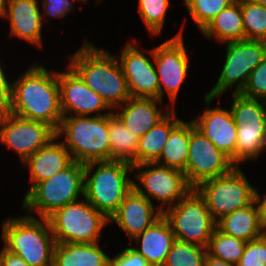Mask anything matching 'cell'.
Returning a JSON list of instances; mask_svg holds the SVG:
<instances>
[{"label": "cell", "instance_id": "6da1fadb", "mask_svg": "<svg viewBox=\"0 0 266 266\" xmlns=\"http://www.w3.org/2000/svg\"><path fill=\"white\" fill-rule=\"evenodd\" d=\"M29 65L15 80L12 79L9 112L24 119L46 123L57 131L63 118L58 70H48L38 60Z\"/></svg>", "mask_w": 266, "mask_h": 266}, {"label": "cell", "instance_id": "7a4b0ae2", "mask_svg": "<svg viewBox=\"0 0 266 266\" xmlns=\"http://www.w3.org/2000/svg\"><path fill=\"white\" fill-rule=\"evenodd\" d=\"M81 43L78 50L73 54L69 53L67 64L112 110L122 105L131 96L115 53L103 47H96L86 37Z\"/></svg>", "mask_w": 266, "mask_h": 266}, {"label": "cell", "instance_id": "3957f363", "mask_svg": "<svg viewBox=\"0 0 266 266\" xmlns=\"http://www.w3.org/2000/svg\"><path fill=\"white\" fill-rule=\"evenodd\" d=\"M1 232L4 248L19 255L29 266H53L56 240L47 219L26 213L7 215Z\"/></svg>", "mask_w": 266, "mask_h": 266}, {"label": "cell", "instance_id": "277c9868", "mask_svg": "<svg viewBox=\"0 0 266 266\" xmlns=\"http://www.w3.org/2000/svg\"><path fill=\"white\" fill-rule=\"evenodd\" d=\"M133 165L109 160L84 165V198L108 219L133 188ZM131 175V176H130Z\"/></svg>", "mask_w": 266, "mask_h": 266}, {"label": "cell", "instance_id": "5b68a950", "mask_svg": "<svg viewBox=\"0 0 266 266\" xmlns=\"http://www.w3.org/2000/svg\"><path fill=\"white\" fill-rule=\"evenodd\" d=\"M56 137L80 164L110 160L109 114L63 117Z\"/></svg>", "mask_w": 266, "mask_h": 266}, {"label": "cell", "instance_id": "8992f818", "mask_svg": "<svg viewBox=\"0 0 266 266\" xmlns=\"http://www.w3.org/2000/svg\"><path fill=\"white\" fill-rule=\"evenodd\" d=\"M83 198L84 165L72 161L65 169L36 184L22 197L21 210L27 215L47 219L56 210Z\"/></svg>", "mask_w": 266, "mask_h": 266}, {"label": "cell", "instance_id": "52a82bcc", "mask_svg": "<svg viewBox=\"0 0 266 266\" xmlns=\"http://www.w3.org/2000/svg\"><path fill=\"white\" fill-rule=\"evenodd\" d=\"M47 220L56 243H98L110 225L85 198L56 210Z\"/></svg>", "mask_w": 266, "mask_h": 266}, {"label": "cell", "instance_id": "ba28073f", "mask_svg": "<svg viewBox=\"0 0 266 266\" xmlns=\"http://www.w3.org/2000/svg\"><path fill=\"white\" fill-rule=\"evenodd\" d=\"M184 23L185 21L174 36L166 38L153 48V62L159 82V100L166 101L165 96H167L170 101L168 104L172 109L177 108L178 95L191 72V56L184 43L183 30L185 28L183 27H186Z\"/></svg>", "mask_w": 266, "mask_h": 266}, {"label": "cell", "instance_id": "9c48e42d", "mask_svg": "<svg viewBox=\"0 0 266 266\" xmlns=\"http://www.w3.org/2000/svg\"><path fill=\"white\" fill-rule=\"evenodd\" d=\"M241 169V166H235L227 174L205 180L194 188L204 199L216 222L223 216L254 202L256 185L251 184Z\"/></svg>", "mask_w": 266, "mask_h": 266}, {"label": "cell", "instance_id": "30bf717a", "mask_svg": "<svg viewBox=\"0 0 266 266\" xmlns=\"http://www.w3.org/2000/svg\"><path fill=\"white\" fill-rule=\"evenodd\" d=\"M223 44L225 61L214 86L205 93L208 97L222 98L232 88L233 93H240L250 73L266 57V41L242 40Z\"/></svg>", "mask_w": 266, "mask_h": 266}, {"label": "cell", "instance_id": "8fae6325", "mask_svg": "<svg viewBox=\"0 0 266 266\" xmlns=\"http://www.w3.org/2000/svg\"><path fill=\"white\" fill-rule=\"evenodd\" d=\"M163 216L169 221L175 240L205 248L216 229V221L194 188L176 205L168 207Z\"/></svg>", "mask_w": 266, "mask_h": 266}, {"label": "cell", "instance_id": "7c38bea8", "mask_svg": "<svg viewBox=\"0 0 266 266\" xmlns=\"http://www.w3.org/2000/svg\"><path fill=\"white\" fill-rule=\"evenodd\" d=\"M133 176V188L152 204L156 201L162 212L176 205L192 189L183 171L157 163L134 165Z\"/></svg>", "mask_w": 266, "mask_h": 266}, {"label": "cell", "instance_id": "4fadbf2b", "mask_svg": "<svg viewBox=\"0 0 266 266\" xmlns=\"http://www.w3.org/2000/svg\"><path fill=\"white\" fill-rule=\"evenodd\" d=\"M55 137L56 131L46 123L0 113V144L15 152L22 164Z\"/></svg>", "mask_w": 266, "mask_h": 266}, {"label": "cell", "instance_id": "5bb4252c", "mask_svg": "<svg viewBox=\"0 0 266 266\" xmlns=\"http://www.w3.org/2000/svg\"><path fill=\"white\" fill-rule=\"evenodd\" d=\"M234 167L231 159L198 130L190 118V140L184 171L188 184L195 188L205 180L227 174Z\"/></svg>", "mask_w": 266, "mask_h": 266}, {"label": "cell", "instance_id": "9a60e30c", "mask_svg": "<svg viewBox=\"0 0 266 266\" xmlns=\"http://www.w3.org/2000/svg\"><path fill=\"white\" fill-rule=\"evenodd\" d=\"M139 43L140 41L135 38L129 40L115 56L123 69L130 96L159 100V82L153 62V48L142 49Z\"/></svg>", "mask_w": 266, "mask_h": 266}, {"label": "cell", "instance_id": "2e32d148", "mask_svg": "<svg viewBox=\"0 0 266 266\" xmlns=\"http://www.w3.org/2000/svg\"><path fill=\"white\" fill-rule=\"evenodd\" d=\"M65 69L58 71L63 117L105 116L113 112L102 97L90 89L68 64Z\"/></svg>", "mask_w": 266, "mask_h": 266}, {"label": "cell", "instance_id": "e0dca14e", "mask_svg": "<svg viewBox=\"0 0 266 266\" xmlns=\"http://www.w3.org/2000/svg\"><path fill=\"white\" fill-rule=\"evenodd\" d=\"M205 104L203 112L193 117L195 127L200 130L215 146L228 156L235 165V149L237 143V125L235 124L231 110L216 105L212 107L216 99L203 95Z\"/></svg>", "mask_w": 266, "mask_h": 266}, {"label": "cell", "instance_id": "ac0fdd59", "mask_svg": "<svg viewBox=\"0 0 266 266\" xmlns=\"http://www.w3.org/2000/svg\"><path fill=\"white\" fill-rule=\"evenodd\" d=\"M162 216L163 212L157 204H152L146 197L132 188L118 210L109 219V224L114 222L130 243Z\"/></svg>", "mask_w": 266, "mask_h": 266}, {"label": "cell", "instance_id": "d6986e66", "mask_svg": "<svg viewBox=\"0 0 266 266\" xmlns=\"http://www.w3.org/2000/svg\"><path fill=\"white\" fill-rule=\"evenodd\" d=\"M39 0H6L5 18L9 23V35L43 48V27Z\"/></svg>", "mask_w": 266, "mask_h": 266}, {"label": "cell", "instance_id": "ffe728a7", "mask_svg": "<svg viewBox=\"0 0 266 266\" xmlns=\"http://www.w3.org/2000/svg\"><path fill=\"white\" fill-rule=\"evenodd\" d=\"M164 103L153 98L130 97L114 108L113 113L128 130L141 138L172 110L168 103L163 106Z\"/></svg>", "mask_w": 266, "mask_h": 266}, {"label": "cell", "instance_id": "44dd1931", "mask_svg": "<svg viewBox=\"0 0 266 266\" xmlns=\"http://www.w3.org/2000/svg\"><path fill=\"white\" fill-rule=\"evenodd\" d=\"M69 151L59 138H53L46 146L30 156L23 167L29 170L30 187L23 197L38 183L49 179L72 162Z\"/></svg>", "mask_w": 266, "mask_h": 266}, {"label": "cell", "instance_id": "7402d4cb", "mask_svg": "<svg viewBox=\"0 0 266 266\" xmlns=\"http://www.w3.org/2000/svg\"><path fill=\"white\" fill-rule=\"evenodd\" d=\"M174 241L175 235L171 225L162 216L153 225L130 241V245L147 260L150 266H163ZM132 244L136 246H132Z\"/></svg>", "mask_w": 266, "mask_h": 266}, {"label": "cell", "instance_id": "603a6c76", "mask_svg": "<svg viewBox=\"0 0 266 266\" xmlns=\"http://www.w3.org/2000/svg\"><path fill=\"white\" fill-rule=\"evenodd\" d=\"M98 243H56L53 266H108L109 255Z\"/></svg>", "mask_w": 266, "mask_h": 266}, {"label": "cell", "instance_id": "cb8c5ba5", "mask_svg": "<svg viewBox=\"0 0 266 266\" xmlns=\"http://www.w3.org/2000/svg\"><path fill=\"white\" fill-rule=\"evenodd\" d=\"M203 38L209 42L215 39L218 44L245 40L242 22L241 0H235L222 10L201 31Z\"/></svg>", "mask_w": 266, "mask_h": 266}, {"label": "cell", "instance_id": "d4e9b609", "mask_svg": "<svg viewBox=\"0 0 266 266\" xmlns=\"http://www.w3.org/2000/svg\"><path fill=\"white\" fill-rule=\"evenodd\" d=\"M237 125L235 166L256 163L266 151V120H251ZM241 164V165H240Z\"/></svg>", "mask_w": 266, "mask_h": 266}, {"label": "cell", "instance_id": "484cf974", "mask_svg": "<svg viewBox=\"0 0 266 266\" xmlns=\"http://www.w3.org/2000/svg\"><path fill=\"white\" fill-rule=\"evenodd\" d=\"M216 227L221 232L245 242L257 239L266 232L260 222L255 202L223 216L216 222Z\"/></svg>", "mask_w": 266, "mask_h": 266}, {"label": "cell", "instance_id": "4316f807", "mask_svg": "<svg viewBox=\"0 0 266 266\" xmlns=\"http://www.w3.org/2000/svg\"><path fill=\"white\" fill-rule=\"evenodd\" d=\"M172 109L154 127L148 130L138 141L137 165L155 163L168 140L171 131L182 121Z\"/></svg>", "mask_w": 266, "mask_h": 266}, {"label": "cell", "instance_id": "83f0119b", "mask_svg": "<svg viewBox=\"0 0 266 266\" xmlns=\"http://www.w3.org/2000/svg\"><path fill=\"white\" fill-rule=\"evenodd\" d=\"M190 140V120H182L169 134L159 159V165L185 171Z\"/></svg>", "mask_w": 266, "mask_h": 266}, {"label": "cell", "instance_id": "f1b7e54d", "mask_svg": "<svg viewBox=\"0 0 266 266\" xmlns=\"http://www.w3.org/2000/svg\"><path fill=\"white\" fill-rule=\"evenodd\" d=\"M138 141L139 138L113 112L109 114L110 160L137 165Z\"/></svg>", "mask_w": 266, "mask_h": 266}, {"label": "cell", "instance_id": "f546056e", "mask_svg": "<svg viewBox=\"0 0 266 266\" xmlns=\"http://www.w3.org/2000/svg\"><path fill=\"white\" fill-rule=\"evenodd\" d=\"M246 242L221 232L217 227L209 239L206 252L209 256L237 265Z\"/></svg>", "mask_w": 266, "mask_h": 266}, {"label": "cell", "instance_id": "4dcf8cb0", "mask_svg": "<svg viewBox=\"0 0 266 266\" xmlns=\"http://www.w3.org/2000/svg\"><path fill=\"white\" fill-rule=\"evenodd\" d=\"M138 14L149 34L159 37L163 33L171 0H137Z\"/></svg>", "mask_w": 266, "mask_h": 266}, {"label": "cell", "instance_id": "1f68e13d", "mask_svg": "<svg viewBox=\"0 0 266 266\" xmlns=\"http://www.w3.org/2000/svg\"><path fill=\"white\" fill-rule=\"evenodd\" d=\"M245 40L266 41V8L256 0H241Z\"/></svg>", "mask_w": 266, "mask_h": 266}, {"label": "cell", "instance_id": "d6a6232c", "mask_svg": "<svg viewBox=\"0 0 266 266\" xmlns=\"http://www.w3.org/2000/svg\"><path fill=\"white\" fill-rule=\"evenodd\" d=\"M235 0H183L191 22L196 24L200 32L215 18L222 10Z\"/></svg>", "mask_w": 266, "mask_h": 266}, {"label": "cell", "instance_id": "836d02e7", "mask_svg": "<svg viewBox=\"0 0 266 266\" xmlns=\"http://www.w3.org/2000/svg\"><path fill=\"white\" fill-rule=\"evenodd\" d=\"M206 248L175 240L163 266H204Z\"/></svg>", "mask_w": 266, "mask_h": 266}, {"label": "cell", "instance_id": "e575fe53", "mask_svg": "<svg viewBox=\"0 0 266 266\" xmlns=\"http://www.w3.org/2000/svg\"><path fill=\"white\" fill-rule=\"evenodd\" d=\"M230 110L235 123H247L251 120H266V101L251 99L240 93H232Z\"/></svg>", "mask_w": 266, "mask_h": 266}, {"label": "cell", "instance_id": "d590c367", "mask_svg": "<svg viewBox=\"0 0 266 266\" xmlns=\"http://www.w3.org/2000/svg\"><path fill=\"white\" fill-rule=\"evenodd\" d=\"M240 94L247 98L266 101V57L250 73Z\"/></svg>", "mask_w": 266, "mask_h": 266}, {"label": "cell", "instance_id": "8d00e7d4", "mask_svg": "<svg viewBox=\"0 0 266 266\" xmlns=\"http://www.w3.org/2000/svg\"><path fill=\"white\" fill-rule=\"evenodd\" d=\"M237 266H266V232L261 237L246 242Z\"/></svg>", "mask_w": 266, "mask_h": 266}, {"label": "cell", "instance_id": "74e56055", "mask_svg": "<svg viewBox=\"0 0 266 266\" xmlns=\"http://www.w3.org/2000/svg\"><path fill=\"white\" fill-rule=\"evenodd\" d=\"M42 23L46 22V19H64L68 14L75 11V6L70 0H39ZM48 16V17H47Z\"/></svg>", "mask_w": 266, "mask_h": 266}, {"label": "cell", "instance_id": "f35d334b", "mask_svg": "<svg viewBox=\"0 0 266 266\" xmlns=\"http://www.w3.org/2000/svg\"><path fill=\"white\" fill-rule=\"evenodd\" d=\"M109 256L108 266H150L147 260L134 250L131 245Z\"/></svg>", "mask_w": 266, "mask_h": 266}, {"label": "cell", "instance_id": "ab89813d", "mask_svg": "<svg viewBox=\"0 0 266 266\" xmlns=\"http://www.w3.org/2000/svg\"><path fill=\"white\" fill-rule=\"evenodd\" d=\"M4 62L0 58V113L9 112L12 98L13 77H9L5 70ZM6 72V73H5Z\"/></svg>", "mask_w": 266, "mask_h": 266}, {"label": "cell", "instance_id": "60d3db41", "mask_svg": "<svg viewBox=\"0 0 266 266\" xmlns=\"http://www.w3.org/2000/svg\"><path fill=\"white\" fill-rule=\"evenodd\" d=\"M254 202L258 210L260 222L266 229V193L261 195L257 186H255L254 191Z\"/></svg>", "mask_w": 266, "mask_h": 266}, {"label": "cell", "instance_id": "b9f144b4", "mask_svg": "<svg viewBox=\"0 0 266 266\" xmlns=\"http://www.w3.org/2000/svg\"><path fill=\"white\" fill-rule=\"evenodd\" d=\"M0 266H29L19 255L3 247Z\"/></svg>", "mask_w": 266, "mask_h": 266}, {"label": "cell", "instance_id": "7bdbcfd3", "mask_svg": "<svg viewBox=\"0 0 266 266\" xmlns=\"http://www.w3.org/2000/svg\"><path fill=\"white\" fill-rule=\"evenodd\" d=\"M204 266H237L221 259L214 258L208 254L205 257Z\"/></svg>", "mask_w": 266, "mask_h": 266}, {"label": "cell", "instance_id": "ee69618b", "mask_svg": "<svg viewBox=\"0 0 266 266\" xmlns=\"http://www.w3.org/2000/svg\"><path fill=\"white\" fill-rule=\"evenodd\" d=\"M6 0H0V18H5Z\"/></svg>", "mask_w": 266, "mask_h": 266}, {"label": "cell", "instance_id": "f6af8a7d", "mask_svg": "<svg viewBox=\"0 0 266 266\" xmlns=\"http://www.w3.org/2000/svg\"><path fill=\"white\" fill-rule=\"evenodd\" d=\"M70 1L72 2L74 6H77V4H75L76 2L81 3L82 5H85V4H88L89 0H70ZM101 1L103 2V0H95L96 4H99V5L102 3Z\"/></svg>", "mask_w": 266, "mask_h": 266}, {"label": "cell", "instance_id": "bcb514c9", "mask_svg": "<svg viewBox=\"0 0 266 266\" xmlns=\"http://www.w3.org/2000/svg\"><path fill=\"white\" fill-rule=\"evenodd\" d=\"M256 1L266 8V0H256Z\"/></svg>", "mask_w": 266, "mask_h": 266}, {"label": "cell", "instance_id": "7dc6e473", "mask_svg": "<svg viewBox=\"0 0 266 266\" xmlns=\"http://www.w3.org/2000/svg\"><path fill=\"white\" fill-rule=\"evenodd\" d=\"M1 244H2V247H1L2 249H0V260H1L2 250H3V247H4V246H3V242H2Z\"/></svg>", "mask_w": 266, "mask_h": 266}]
</instances>
